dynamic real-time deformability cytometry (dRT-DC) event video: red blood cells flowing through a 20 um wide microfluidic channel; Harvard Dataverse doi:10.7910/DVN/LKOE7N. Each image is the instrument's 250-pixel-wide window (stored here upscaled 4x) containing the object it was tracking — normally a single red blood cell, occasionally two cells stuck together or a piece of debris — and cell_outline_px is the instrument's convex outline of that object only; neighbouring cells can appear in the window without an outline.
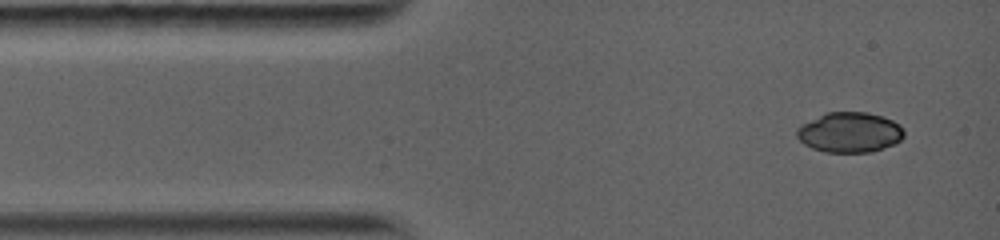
{"species": "common noctule bat (a hibernating species)", "species_latin": "Nyctalus noctula", "temperature_condition": "warm", "stored_images_in_passage": 3, "camera_frame_rate_fps": 5000, "um_per_image_px": 0.085, "animal": {"sex": "female", "body_mass_g": 19.0, "forearm_length_mm": 56.7}, "frame": {"image": 1, "passage_image": 1, "time_ms": 0.0, "image_size_px": [1000, 240], "cell_outline_px": [[904, 136], [900, 140], [892, 144], [872, 152], [824, 152], [812, 148], [804, 144], [796, 136], [796, 128], [800, 124], [828, 112], [868, 112], [884, 116], [900, 124], [904, 128]], "centroid_in_image_um": [72.22, 11.24], "position_along_channel_um": 12.8, "area_um2": 25.26}}
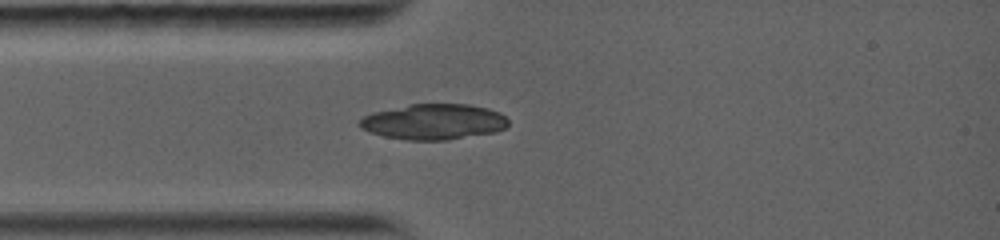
{"frame": {"image": 2, "passage_image": 3, "time_ms": 2.2, "image_size_px": [1000, 240], "cell_outline_px": [[508, 124], [504, 128], [496, 132], [444, 140], [408, 140], [384, 136], [368, 132], [360, 128], [360, 120], [364, 116], [376, 112], [412, 104], [468, 104], [488, 108], [504, 116], [508, 120]], "centroid_in_image_um": [36.87, 10.36], "position_along_channel_um": 48.1, "area_um2": 30.46}}